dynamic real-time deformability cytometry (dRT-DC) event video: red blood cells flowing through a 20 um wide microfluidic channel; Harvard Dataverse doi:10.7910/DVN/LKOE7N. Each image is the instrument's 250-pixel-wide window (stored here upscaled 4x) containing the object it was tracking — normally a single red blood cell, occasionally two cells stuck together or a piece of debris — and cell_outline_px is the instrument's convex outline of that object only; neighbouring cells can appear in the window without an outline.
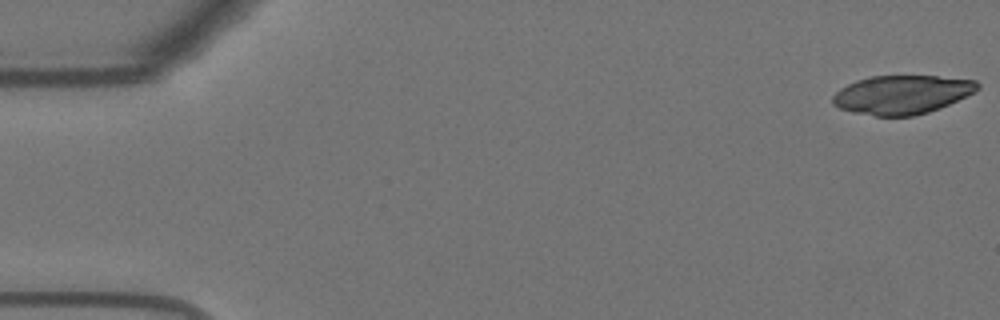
{"species": "Egyptian fruit bat (a non-hibernating species)", "species_latin": "Rousettus aegyptiacus", "temperature_condition": "warm", "stored_images_in_passage": 9, "camera_frame_rate_fps": 3000, "um_per_image_px": 0.085, "animal": {"sex": "female"}, "frame": {"image": 1, "passage_image": 1, "time_ms": 0.0, "image_size_px": [1000, 320], "cell_outline_px": [[980, 88], [940, 108], [928, 112], [912, 116], [876, 116], [856, 112], [840, 108], [832, 104], [832, 96], [840, 88], [856, 80], [872, 76], [936, 76], [976, 80], [980, 84]], "centroid_in_image_um": [76.64, 8.03], "position_along_channel_um": 8.4, "area_um2": 32.43}}